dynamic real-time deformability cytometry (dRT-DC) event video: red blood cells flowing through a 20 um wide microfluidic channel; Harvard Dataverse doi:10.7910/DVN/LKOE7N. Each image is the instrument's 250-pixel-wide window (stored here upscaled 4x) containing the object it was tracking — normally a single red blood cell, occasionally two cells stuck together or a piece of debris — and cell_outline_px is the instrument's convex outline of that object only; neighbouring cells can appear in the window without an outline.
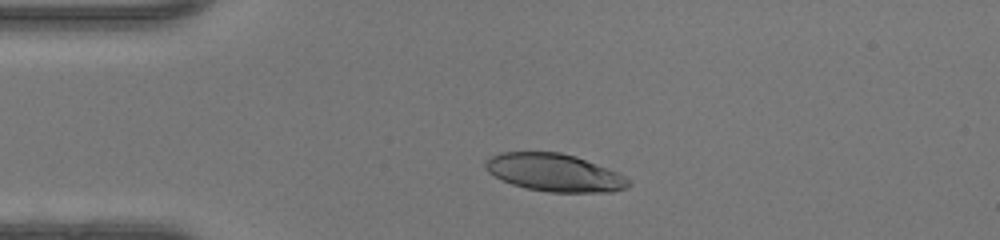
{"species": "human", "species_latin": "Homo sapiens", "temperature_condition": "warm", "stored_images_in_passage": 37, "camera_frame_rate_fps": 3000, "um_per_image_px": 0.085, "donor": {"sex": "female"}, "frame": {"image": 1, "passage_image": 1, "time_ms": 0.0, "image_size_px": [1000, 240], "cell_outline_px": [[632, 184], [624, 188], [612, 192], [548, 192], [524, 188], [512, 184], [488, 172], [484, 168], [484, 164], [492, 156], [500, 152], [560, 152], [576, 156], [616, 172], [632, 180]], "centroid_in_image_um": [47.13, 14.68], "position_along_channel_um": 37.9, "area_um2": 31.27}}
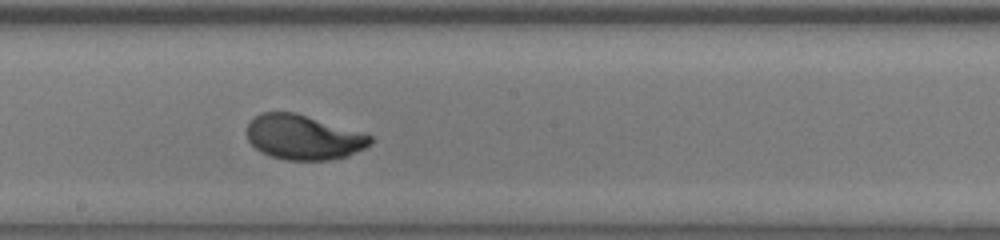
{"frame": {"image": 2, "passage_image": 16, "time_ms": 5.0, "image_size_px": [1000, 240], "cell_outline_px": [[372, 140], [364, 148], [348, 156], [328, 160], [288, 160], [272, 156], [260, 152], [248, 140], [248, 124], [260, 112], [296, 112], [368, 132], [372, 136]], "centroid_in_image_um": [25.85, 11.65], "position_along_channel_um": 222.4, "area_um2": 32.54}}
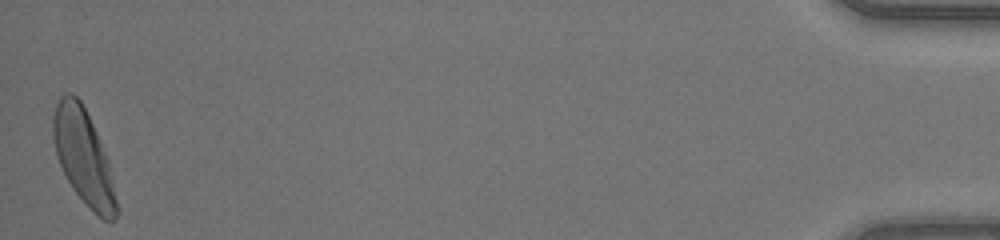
{"frame": {"image": 3, "passage_image": 37, "time_ms": 12.0, "image_size_px": [1000, 240], "cell_outline_px": [[120, 212], [112, 220], [104, 220], [92, 212], [72, 188], [56, 156], [52, 136], [52, 116], [56, 104], [60, 96], [68, 92], [72, 92], [80, 100], [96, 132], [108, 160], [120, 208]], "centroid_in_image_um": [7.1, 13.37], "position_along_channel_um": 428.1, "area_um2": 35.2}, "authors_computed_cell_mechanics": {"area_um2": 32.5414, "velocity_mm_per_s": 4.3797, "shape_relaxation_time_tau1_ms": 2.7825, "shape_relaxation_time_tau2_ms": null, "deformation_change_tau1": 0.1848, "deformation_change_tau2": null}}